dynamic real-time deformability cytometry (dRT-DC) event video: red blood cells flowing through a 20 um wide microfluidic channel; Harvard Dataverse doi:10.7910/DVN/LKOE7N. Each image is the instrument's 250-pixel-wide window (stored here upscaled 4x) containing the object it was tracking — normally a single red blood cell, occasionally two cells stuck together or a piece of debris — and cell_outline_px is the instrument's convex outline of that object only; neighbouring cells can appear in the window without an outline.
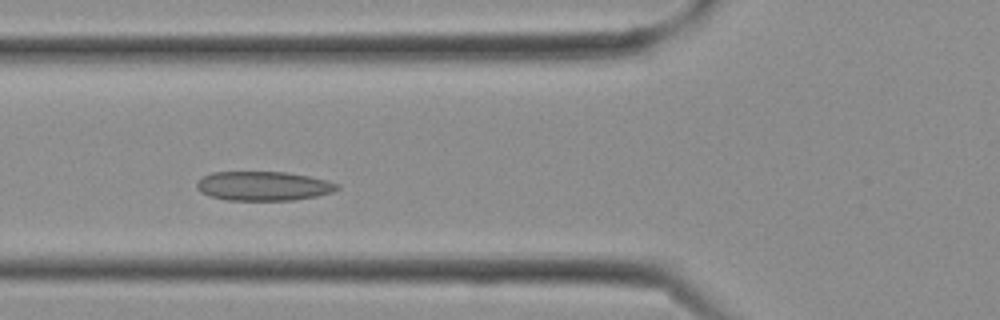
{"species": "Egyptian fruit bat (a non-hibernating species)", "species_latin": "Rousettus aegyptiacus", "temperature_condition": "cold", "stored_images_in_passage": 15, "camera_frame_rate_fps": 3000, "um_per_image_px": 0.085, "frame": {"image": 1, "passage_image": 8, "time_ms": 2.333, "image_size_px": [1000, 320], "cell_outline_px": [[340, 188], [332, 192], [316, 196], [292, 200], [228, 200], [208, 196], [200, 192], [196, 188], [196, 180], [200, 176], [212, 172], [284, 172], [308, 176], [340, 184]], "centroid_in_image_um": [22.32, 15.81], "position_along_channel_um": 103.5, "area_um2": 24.04}}
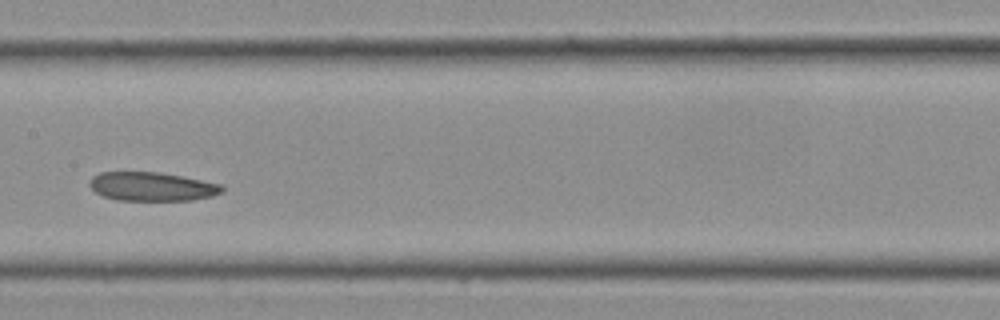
{"frame": {"image": 2, "passage_image": 12, "time_ms": 3.667, "image_size_px": [1000, 320], "cell_outline_px": [[224, 188], [220, 192], [212, 196], [192, 200], [116, 200], [104, 196], [96, 192], [88, 184], [88, 180], [92, 176], [100, 172], [160, 172], [184, 176], [220, 184]], "centroid_in_image_um": [12.88, 15.85], "position_along_channel_um": 194.5, "area_um2": 22.25}}
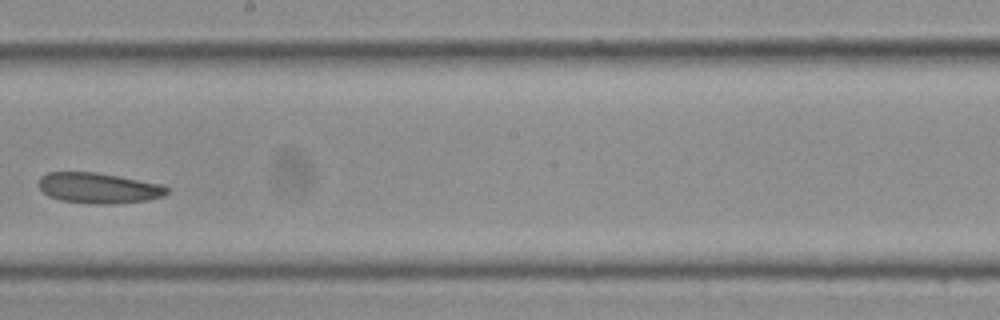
{"frame": {"image": 3, "passage_image": 14, "time_ms": 4.333, "image_size_px": [1000, 320], "cell_outline_px": [[172, 188], [164, 196], [148, 200], [116, 204], [96, 204], [60, 200], [48, 196], [36, 184], [40, 176], [48, 172], [96, 172], [120, 176], [160, 184]], "centroid_in_image_um": [8.38, 15.98], "position_along_channel_um": 239.8, "area_um2": 23.12}}